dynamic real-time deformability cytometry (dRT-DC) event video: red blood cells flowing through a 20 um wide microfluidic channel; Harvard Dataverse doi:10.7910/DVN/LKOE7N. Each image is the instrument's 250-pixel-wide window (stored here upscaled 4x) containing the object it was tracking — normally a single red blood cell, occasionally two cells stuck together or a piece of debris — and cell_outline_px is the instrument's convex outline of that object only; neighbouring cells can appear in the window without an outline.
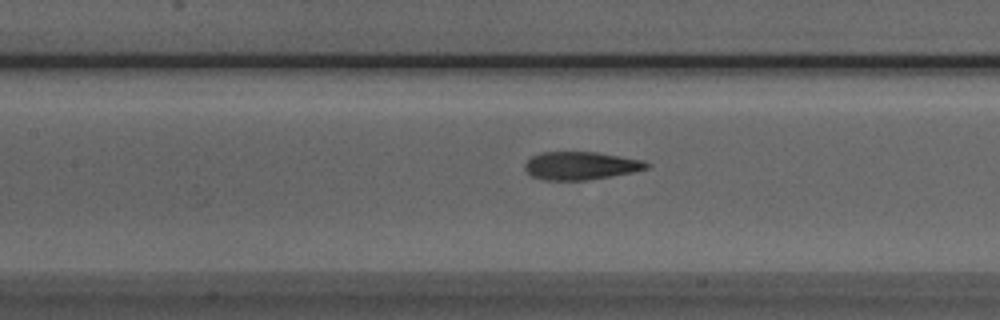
{"species": "Egyptian fruit bat (a non-hibernating species)", "species_latin": "Rousettus aegyptiacus", "temperature_condition": "room temperature", "stored_images_in_passage": 43, "camera_frame_rate_fps": 3000, "um_per_image_px": 0.085, "animal": {"sex": "male"}, "frame": {"image": 1, "passage_image": 17, "time_ms": 5.333, "image_size_px": [1000, 320], "cell_outline_px": [[648, 168], [632, 172], [584, 180], [544, 180], [532, 176], [524, 168], [524, 164], [532, 156], [540, 152], [596, 152], [644, 160], [648, 164]], "centroid_in_image_um": [49.33, 14.07], "position_along_channel_um": 158.1, "area_um2": 19.65}}
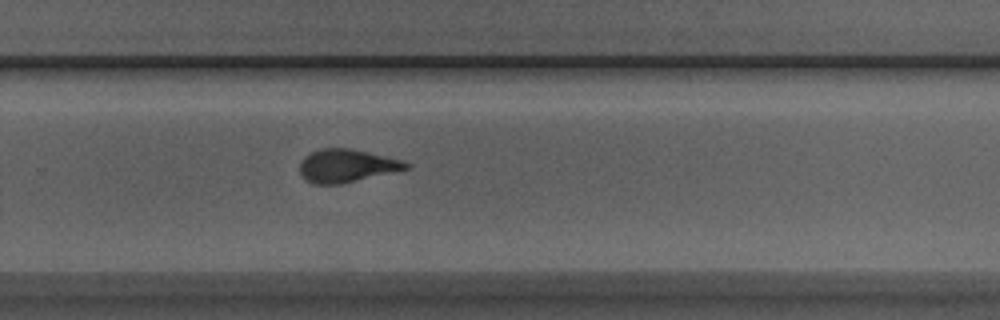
{"frame": {"image": 2, "passage_image": 28, "time_ms": 9.0, "image_size_px": [1000, 320], "cell_outline_px": [[412, 168], [340, 184], [316, 184], [308, 180], [300, 172], [300, 160], [304, 156], [320, 148], [348, 148], [400, 160], [412, 164]], "centroid_in_image_um": [29.47, 14.09], "position_along_channel_um": 300.3, "area_um2": 20.17}}
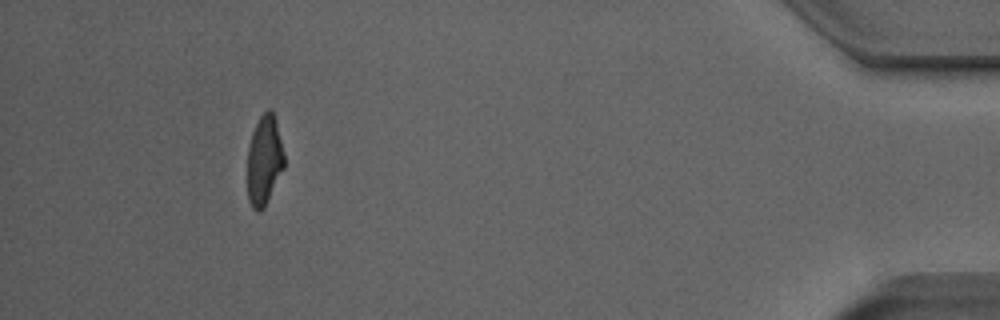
{"frame": {"image": 3, "passage_image": 42, "time_ms": 13.667, "image_size_px": [1000, 320], "cell_outline_px": [[284, 168], [264, 208], [260, 212], [256, 212], [252, 208], [248, 200], [248, 148], [252, 132], [260, 116], [268, 108], [272, 108], [284, 156]], "centroid_in_image_um": [22.45, 13.66], "position_along_channel_um": 412.8, "area_um2": 19.07}}